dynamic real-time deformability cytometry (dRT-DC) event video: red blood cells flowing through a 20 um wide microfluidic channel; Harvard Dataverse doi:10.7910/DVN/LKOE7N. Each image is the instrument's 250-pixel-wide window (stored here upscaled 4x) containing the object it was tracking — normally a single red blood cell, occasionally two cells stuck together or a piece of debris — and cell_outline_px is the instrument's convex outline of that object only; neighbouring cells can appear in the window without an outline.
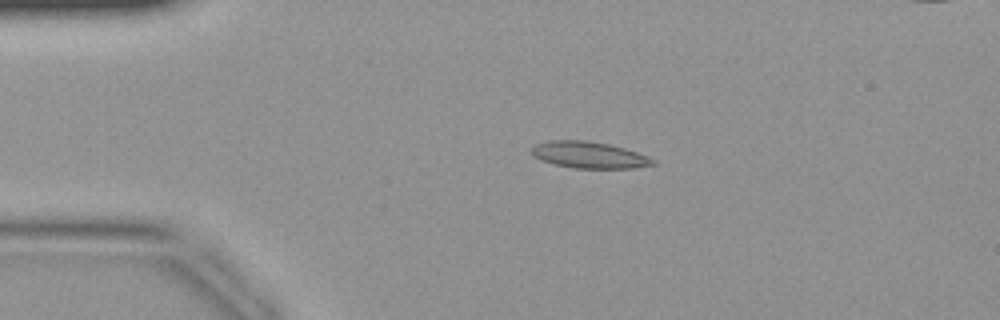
{"species": "common noctule bat (a hibernating species)", "species_latin": "Nyctalus noctula", "temperature_condition": "warm", "stored_images_in_passage": 38, "camera_frame_rate_fps": 3000, "um_per_image_px": 0.085, "animal": {"sex": "female", "body_mass_g": 19.9}, "frame": {"image": 1, "passage_image": 4, "time_ms": 1.0, "image_size_px": [1000, 320], "cell_outline_px": [[656, 164], [632, 168], [572, 168], [552, 164], [540, 160], [532, 156], [532, 148], [536, 144], [548, 140], [584, 140], [608, 144], [624, 148], [648, 156], [656, 160]], "centroid_in_image_um": [50.05, 13.17], "position_along_channel_um": 35.0, "area_um2": 18.84}}
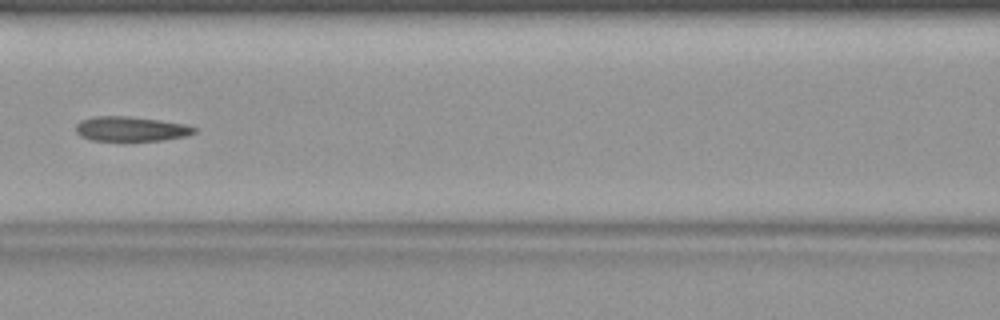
{"frame": {"image": 2, "passage_image": 14, "time_ms": 4.333, "image_size_px": [1000, 320], "cell_outline_px": [[200, 128], [196, 132], [184, 136], [164, 140], [124, 144], [92, 140], [80, 136], [76, 132], [76, 124], [80, 120], [96, 116], [128, 116], [160, 120], [184, 124]], "centroid_in_image_um": [11.11, 11.01], "position_along_channel_um": 155.5, "area_um2": 18.03}}
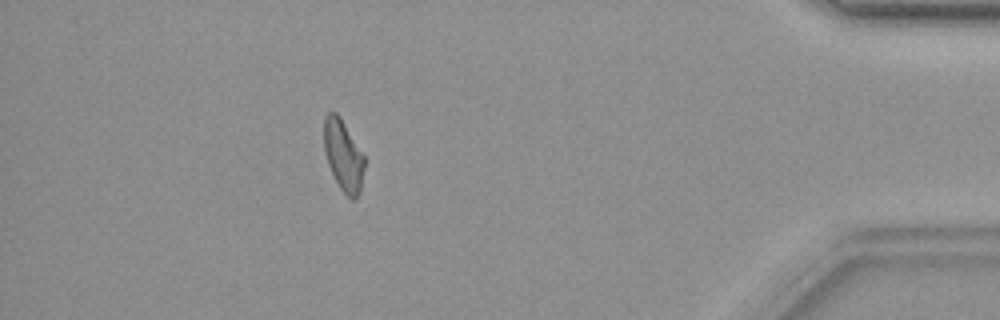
{"frame": {"image": 3, "passage_image": 33, "time_ms": 10.667, "image_size_px": [1000, 320], "cell_outline_px": [[364, 168], [360, 188], [356, 200], [352, 200], [340, 188], [328, 164], [324, 152], [324, 116], [328, 112], [336, 112], [340, 116], [364, 156]], "centroid_in_image_um": [29.16, 13.19], "position_along_channel_um": 406.0, "area_um2": 16.53}}